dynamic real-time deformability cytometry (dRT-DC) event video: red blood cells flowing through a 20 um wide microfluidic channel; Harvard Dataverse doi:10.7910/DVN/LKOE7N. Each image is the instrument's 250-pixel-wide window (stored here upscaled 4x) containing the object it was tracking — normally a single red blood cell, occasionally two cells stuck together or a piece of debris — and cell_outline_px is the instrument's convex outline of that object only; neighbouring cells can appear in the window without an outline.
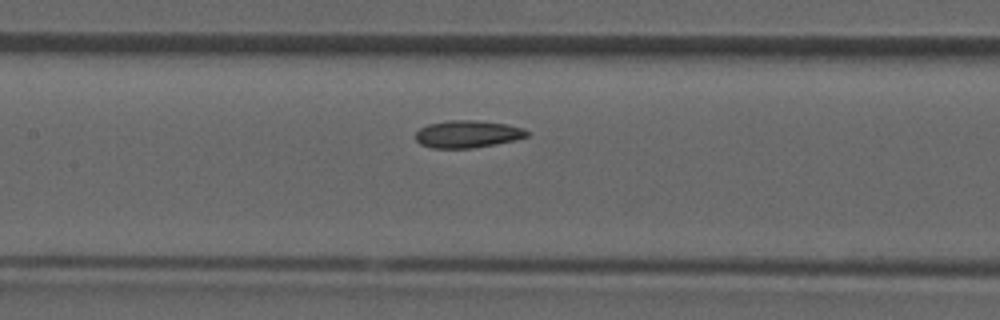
{"species": "common noctule bat (a hibernating species)", "species_latin": "Nyctalus noctula", "temperature_condition": "room temperature", "stored_images_in_passage": 24, "camera_frame_rate_fps": 3000, "um_per_image_px": 0.085, "animal": {"sex": "male", "forearm_length_mm": 52.5}, "frame": {"image": 1, "passage_image": 11, "time_ms": 3.333, "image_size_px": [1000, 320], "cell_outline_px": [[528, 136], [516, 140], [496, 144], [472, 148], [432, 148], [420, 144], [416, 140], [416, 132], [420, 128], [428, 124], [448, 120], [476, 120], [504, 124], [524, 128], [528, 132]], "centroid_in_image_um": [39.73, 11.4], "position_along_channel_um": 167.7, "area_um2": 17.74}}
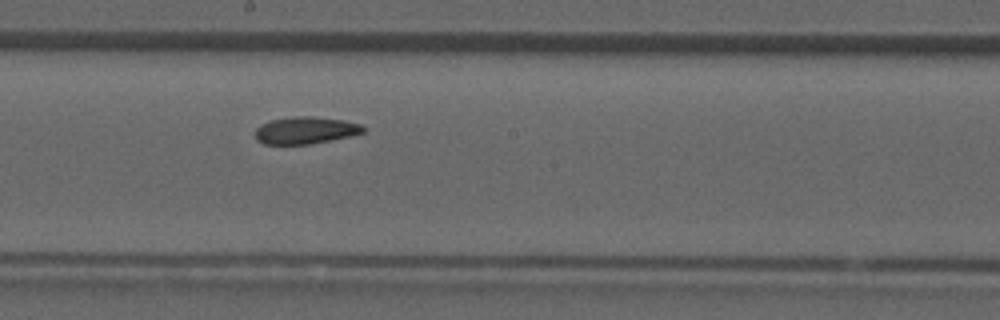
{"frame": {"image": 2, "passage_image": 14, "time_ms": 4.333, "image_size_px": [1000, 320], "cell_outline_px": [[364, 132], [348, 136], [308, 144], [264, 144], [256, 140], [256, 128], [272, 120], [292, 116], [312, 116], [344, 120], [360, 124], [364, 128]], "centroid_in_image_um": [25.95, 11.07], "position_along_channel_um": 222.3, "area_um2": 16.76}}